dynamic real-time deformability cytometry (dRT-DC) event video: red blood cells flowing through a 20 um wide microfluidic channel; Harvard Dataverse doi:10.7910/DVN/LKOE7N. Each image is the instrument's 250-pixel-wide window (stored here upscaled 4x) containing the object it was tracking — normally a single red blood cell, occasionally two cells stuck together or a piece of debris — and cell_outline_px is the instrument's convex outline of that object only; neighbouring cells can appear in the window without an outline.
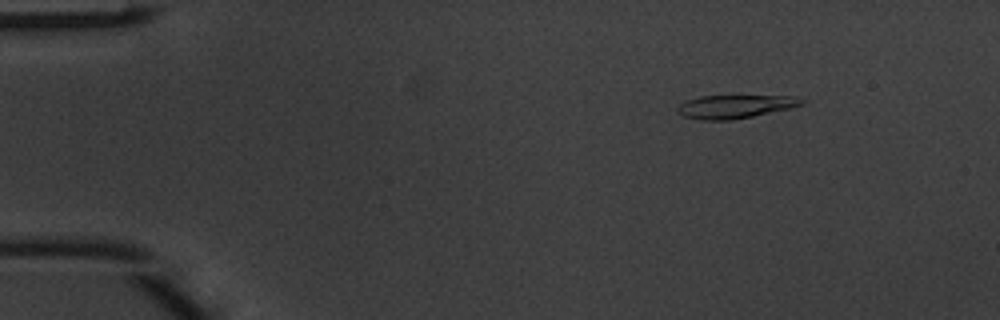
{"species": "common noctule bat (a hibernating species)", "species_latin": "Nyctalus noctula", "temperature_condition": "warm", "stored_images_in_passage": 4, "camera_frame_rate_fps": 3000, "um_per_image_px": 0.085, "animal": {"sex": "male", "body_mass_g": 20.1, "forearm_length_mm": 53.5}, "frame": {"image": 1, "passage_image": 2, "time_ms": 0.333, "image_size_px": [1000, 320], "cell_outline_px": [[804, 104], [792, 108], [732, 120], [704, 120], [684, 116], [676, 108], [680, 104], [688, 100], [700, 96], [792, 96], [804, 100]], "centroid_in_image_um": [62.51, 9.05], "position_along_channel_um": 22.5, "area_um2": 16.65}}
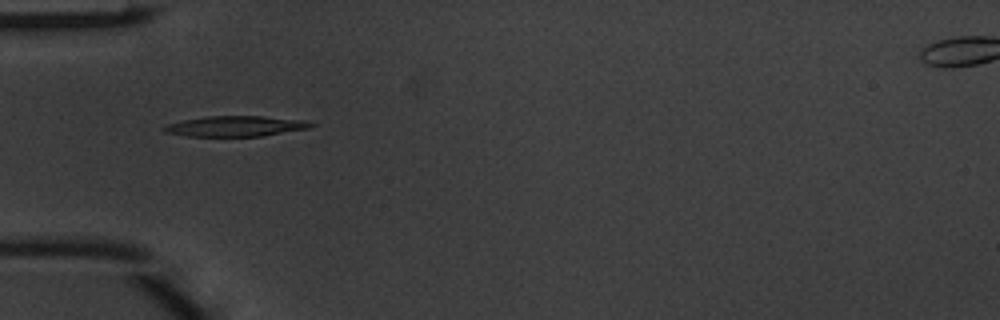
{"frame": {"image": 2, "passage_image": 4, "time_ms": 1.0, "image_size_px": [1000, 320], "cell_outline_px": [[316, 124], [308, 128], [260, 136], [188, 136], [164, 132], [160, 128], [168, 124], [184, 120], [204, 116], [264, 116], [304, 120]], "centroid_in_image_um": [19.99, 10.72], "position_along_channel_um": 65.0, "area_um2": 17.4}}